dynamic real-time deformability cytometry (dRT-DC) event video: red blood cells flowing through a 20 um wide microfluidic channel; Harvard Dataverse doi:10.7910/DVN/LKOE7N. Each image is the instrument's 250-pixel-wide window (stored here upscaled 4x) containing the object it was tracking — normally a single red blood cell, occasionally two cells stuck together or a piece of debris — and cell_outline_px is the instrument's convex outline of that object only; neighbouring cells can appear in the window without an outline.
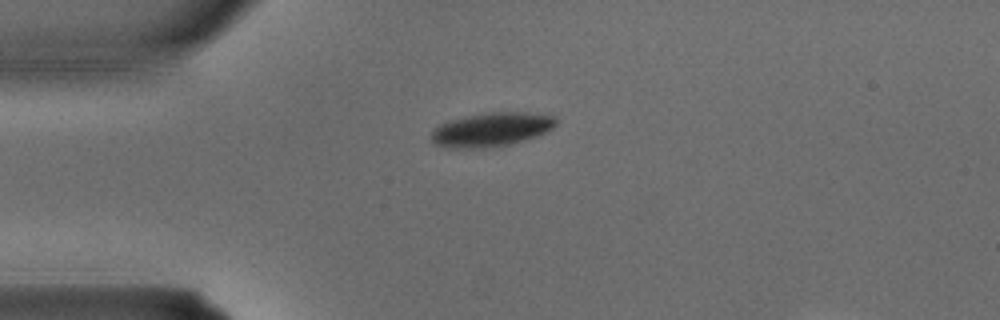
{"species": "common noctule bat (a hibernating species)", "species_latin": "Nyctalus noctula", "temperature_condition": "warm", "stored_images_in_passage": 1, "camera_frame_rate_fps": 3000, "um_per_image_px": 0.085, "animal": {"sex": "male", "body_mass_g": 15.6}, "frame": {"image": 1, "passage_image": 1, "time_ms": 0.0, "image_size_px": [1000, 320], "cell_outline_px": [[556, 124], [552, 128], [536, 136], [508, 144], [484, 148], [448, 148], [432, 144], [432, 132], [440, 124], [448, 120], [464, 116], [484, 112], [524, 112], [556, 116]], "centroid_in_image_um": [41.72, 11.0], "position_along_channel_um": 43.3, "area_um2": 24.62}}